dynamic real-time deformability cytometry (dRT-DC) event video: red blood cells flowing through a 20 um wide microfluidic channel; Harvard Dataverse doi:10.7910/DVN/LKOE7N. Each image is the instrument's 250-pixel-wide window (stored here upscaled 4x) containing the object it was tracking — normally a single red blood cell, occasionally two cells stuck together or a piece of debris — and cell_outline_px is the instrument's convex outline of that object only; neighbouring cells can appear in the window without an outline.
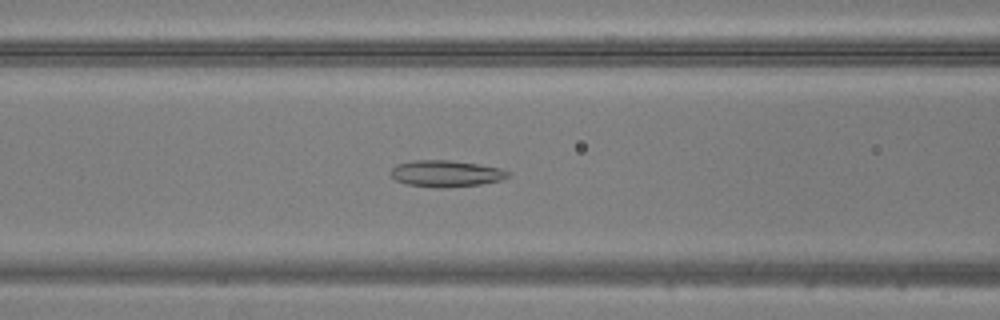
{"species": "common noctule bat (a hibernating species)", "species_latin": "Nyctalus noctula", "temperature_condition": "warm", "stored_images_in_passage": 39, "camera_frame_rate_fps": 3000, "um_per_image_px": 0.085, "animal": {"sex": "male", "body_mass_g": 20.5, "forearm_length_mm": 52.5}, "frame": {"image": 1, "passage_image": 10, "time_ms": 3.0, "image_size_px": [1000, 320], "cell_outline_px": [[512, 176], [504, 180], [480, 184], [448, 188], [440, 188], [408, 184], [396, 180], [388, 172], [396, 164], [412, 160], [448, 160], [476, 164], [500, 168], [508, 172]], "centroid_in_image_um": [37.91, 14.76], "position_along_channel_um": 128.7, "area_um2": 18.21}}
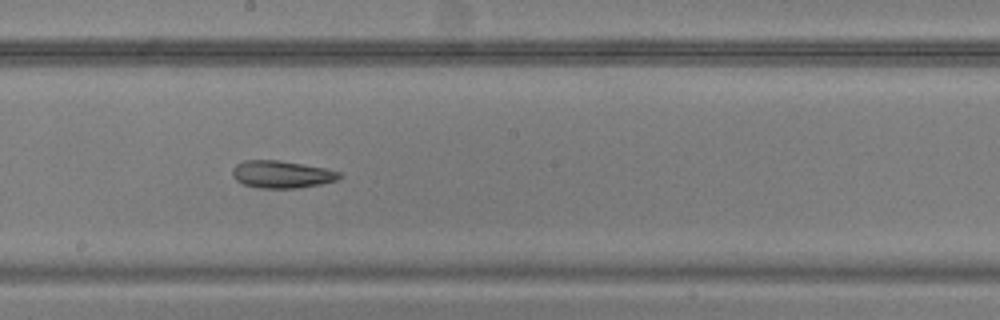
{"frame": {"image": 2, "passage_image": 17, "time_ms": 5.333, "image_size_px": [1000, 320], "cell_outline_px": [[344, 176], [336, 180], [320, 184], [296, 188], [260, 188], [244, 184], [236, 180], [232, 176], [232, 168], [236, 164], [244, 160], [280, 160], [328, 168], [340, 172]], "centroid_in_image_um": [23.96, 14.81], "position_along_channel_um": 224.2, "area_um2": 17.22}}
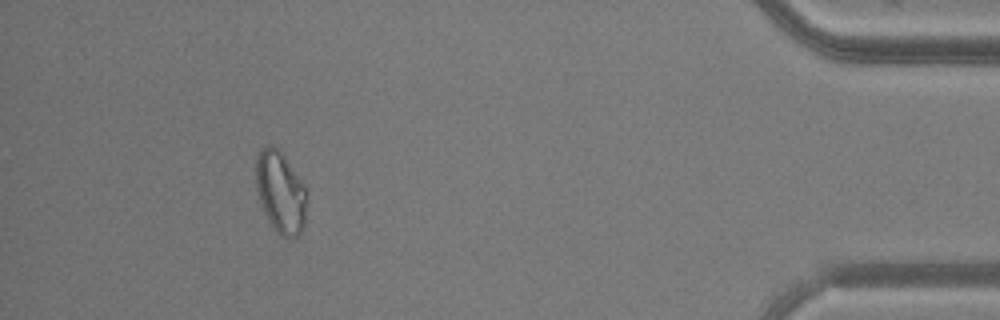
{"frame": {"image": 3, "passage_image": 35, "time_ms": 11.333, "image_size_px": [1000, 320], "cell_outline_px": [[304, 224], [300, 232], [296, 236], [280, 236], [272, 228], [260, 204], [256, 188], [256, 156], [260, 148], [268, 144], [272, 144], [284, 156], [304, 184]], "centroid_in_image_um": [23.78, 16.31], "position_along_channel_um": 411.4, "area_um2": 23.87}}